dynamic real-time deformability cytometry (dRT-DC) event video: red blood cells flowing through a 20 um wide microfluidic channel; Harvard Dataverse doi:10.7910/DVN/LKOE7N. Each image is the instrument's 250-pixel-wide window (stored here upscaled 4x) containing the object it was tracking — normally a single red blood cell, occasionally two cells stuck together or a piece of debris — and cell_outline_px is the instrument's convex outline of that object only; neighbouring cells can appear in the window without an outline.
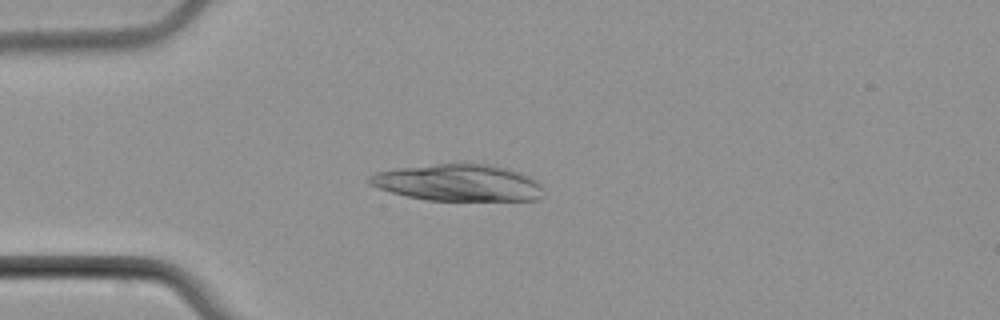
{"species": "common noctule bat (a hibernating species)", "species_latin": "Nyctalus noctula", "temperature_condition": "cold", "stored_images_in_passage": 2, "camera_frame_rate_fps": 3000, "um_per_image_px": 0.085, "animal": {"sex": "male", "body_mass_g": 21.5, "forearm_length_mm": 52.0}, "frame": {"image": 1, "passage_image": 2, "time_ms": 1.333, "image_size_px": [1000, 320], "cell_outline_px": [[544, 196], [540, 200], [428, 200], [408, 196], [392, 192], [368, 184], [364, 180], [368, 176], [376, 172], [400, 168], [436, 164], [488, 164], [520, 172], [536, 180], [540, 184]], "centroid_in_image_um": [38.95, 15.54], "position_along_channel_um": 46.0, "area_um2": 37.05}}